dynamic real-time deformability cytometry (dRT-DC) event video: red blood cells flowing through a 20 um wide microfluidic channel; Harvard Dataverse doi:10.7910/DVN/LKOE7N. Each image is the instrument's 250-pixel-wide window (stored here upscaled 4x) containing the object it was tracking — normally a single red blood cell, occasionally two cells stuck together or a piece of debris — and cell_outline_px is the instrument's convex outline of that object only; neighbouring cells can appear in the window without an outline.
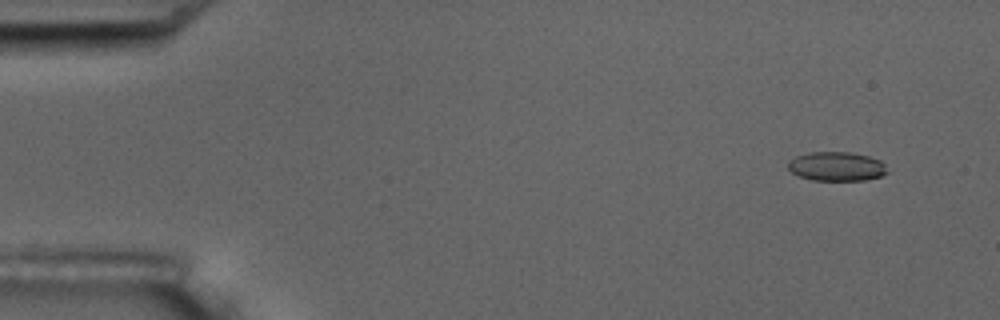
{"species": "common noctule bat (a hibernating species)", "species_latin": "Nyctalus noctula", "temperature_condition": "room temperature", "stored_images_in_passage": 8, "camera_frame_rate_fps": 3000, "um_per_image_px": 0.085, "animal": {"sex": "male", "body_mass_g": 17.5, "forearm_length_mm": 52.3}, "frame": {"image": 1, "passage_image": 1, "time_ms": 0.0, "image_size_px": [1000, 320], "cell_outline_px": [[888, 172], [880, 176], [864, 180], [812, 180], [800, 176], [792, 172], [788, 168], [788, 160], [796, 156], [808, 152], [852, 152], [868, 156], [880, 160], [884, 164]], "centroid_in_image_um": [71.09, 14.13], "position_along_channel_um": 13.9, "area_um2": 16.82}}
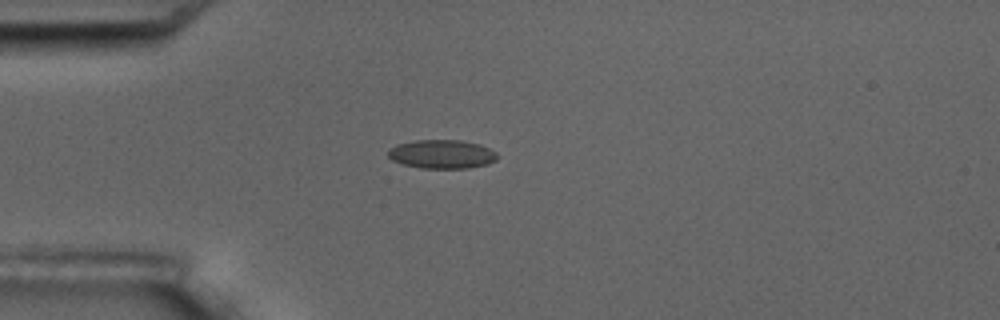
{"frame": {"image": 2, "passage_image": 4, "time_ms": 3.667, "image_size_px": [1000, 320], "cell_outline_px": [[496, 160], [488, 164], [468, 168], [420, 168], [404, 164], [392, 160], [388, 156], [388, 148], [396, 144], [416, 140], [460, 140], [480, 144], [496, 152]], "centroid_in_image_um": [37.54, 13.1], "position_along_channel_um": 47.5, "area_um2": 18.32}}
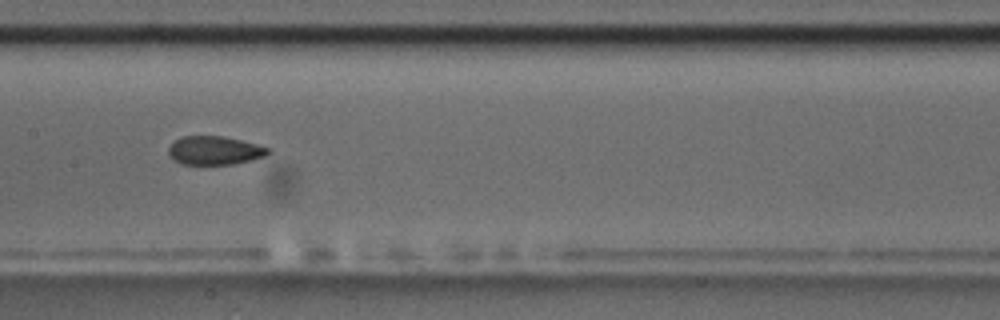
{"frame": {"image": 3, "passage_image": 8, "time_ms": 8.0, "image_size_px": [1000, 320], "cell_outline_px": [[272, 152], [264, 156], [232, 164], [180, 164], [172, 160], [168, 152], [168, 148], [172, 140], [180, 136], [220, 136], [240, 140], [256, 144], [268, 148]], "centroid_in_image_um": [18.16, 12.78], "position_along_channel_um": 189.2, "area_um2": 16.59}}